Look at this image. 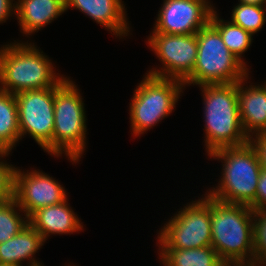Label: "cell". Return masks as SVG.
<instances>
[{
  "mask_svg": "<svg viewBox=\"0 0 266 266\" xmlns=\"http://www.w3.org/2000/svg\"><path fill=\"white\" fill-rule=\"evenodd\" d=\"M66 11L65 0H17L16 18L21 32H38Z\"/></svg>",
  "mask_w": 266,
  "mask_h": 266,
  "instance_id": "16",
  "label": "cell"
},
{
  "mask_svg": "<svg viewBox=\"0 0 266 266\" xmlns=\"http://www.w3.org/2000/svg\"><path fill=\"white\" fill-rule=\"evenodd\" d=\"M21 171L16 168L14 199L29 217L36 210L50 205H57L67 199L65 188L52 176L43 171Z\"/></svg>",
  "mask_w": 266,
  "mask_h": 266,
  "instance_id": "12",
  "label": "cell"
},
{
  "mask_svg": "<svg viewBox=\"0 0 266 266\" xmlns=\"http://www.w3.org/2000/svg\"><path fill=\"white\" fill-rule=\"evenodd\" d=\"M46 242L43 237L28 223L17 235L0 244V264L23 266H44L34 255Z\"/></svg>",
  "mask_w": 266,
  "mask_h": 266,
  "instance_id": "17",
  "label": "cell"
},
{
  "mask_svg": "<svg viewBox=\"0 0 266 266\" xmlns=\"http://www.w3.org/2000/svg\"><path fill=\"white\" fill-rule=\"evenodd\" d=\"M21 140L15 94L0 90V148L9 153Z\"/></svg>",
  "mask_w": 266,
  "mask_h": 266,
  "instance_id": "19",
  "label": "cell"
},
{
  "mask_svg": "<svg viewBox=\"0 0 266 266\" xmlns=\"http://www.w3.org/2000/svg\"><path fill=\"white\" fill-rule=\"evenodd\" d=\"M231 22L255 35L266 22V5L237 4L231 12Z\"/></svg>",
  "mask_w": 266,
  "mask_h": 266,
  "instance_id": "21",
  "label": "cell"
},
{
  "mask_svg": "<svg viewBox=\"0 0 266 266\" xmlns=\"http://www.w3.org/2000/svg\"><path fill=\"white\" fill-rule=\"evenodd\" d=\"M222 162L218 186L207 194L226 203L250 206L256 199L258 178L261 172L258 156L248 141L239 146L225 147L208 155Z\"/></svg>",
  "mask_w": 266,
  "mask_h": 266,
  "instance_id": "4",
  "label": "cell"
},
{
  "mask_svg": "<svg viewBox=\"0 0 266 266\" xmlns=\"http://www.w3.org/2000/svg\"><path fill=\"white\" fill-rule=\"evenodd\" d=\"M21 140L29 134L52 155L55 87L26 90L15 94Z\"/></svg>",
  "mask_w": 266,
  "mask_h": 266,
  "instance_id": "9",
  "label": "cell"
},
{
  "mask_svg": "<svg viewBox=\"0 0 266 266\" xmlns=\"http://www.w3.org/2000/svg\"><path fill=\"white\" fill-rule=\"evenodd\" d=\"M215 9L210 0H164L152 33L196 34Z\"/></svg>",
  "mask_w": 266,
  "mask_h": 266,
  "instance_id": "11",
  "label": "cell"
},
{
  "mask_svg": "<svg viewBox=\"0 0 266 266\" xmlns=\"http://www.w3.org/2000/svg\"><path fill=\"white\" fill-rule=\"evenodd\" d=\"M204 195L184 205L162 226L157 236L159 248L190 249L212 245L210 196Z\"/></svg>",
  "mask_w": 266,
  "mask_h": 266,
  "instance_id": "8",
  "label": "cell"
},
{
  "mask_svg": "<svg viewBox=\"0 0 266 266\" xmlns=\"http://www.w3.org/2000/svg\"><path fill=\"white\" fill-rule=\"evenodd\" d=\"M34 44L15 40L0 48V90L17 94L52 88L65 78L56 73L51 59Z\"/></svg>",
  "mask_w": 266,
  "mask_h": 266,
  "instance_id": "1",
  "label": "cell"
},
{
  "mask_svg": "<svg viewBox=\"0 0 266 266\" xmlns=\"http://www.w3.org/2000/svg\"><path fill=\"white\" fill-rule=\"evenodd\" d=\"M221 266H255L251 263H223Z\"/></svg>",
  "mask_w": 266,
  "mask_h": 266,
  "instance_id": "29",
  "label": "cell"
},
{
  "mask_svg": "<svg viewBox=\"0 0 266 266\" xmlns=\"http://www.w3.org/2000/svg\"><path fill=\"white\" fill-rule=\"evenodd\" d=\"M65 3L66 11L71 7L80 10L118 38L130 33L122 0H65Z\"/></svg>",
  "mask_w": 266,
  "mask_h": 266,
  "instance_id": "13",
  "label": "cell"
},
{
  "mask_svg": "<svg viewBox=\"0 0 266 266\" xmlns=\"http://www.w3.org/2000/svg\"><path fill=\"white\" fill-rule=\"evenodd\" d=\"M253 247V264L266 266V209L253 212Z\"/></svg>",
  "mask_w": 266,
  "mask_h": 266,
  "instance_id": "23",
  "label": "cell"
},
{
  "mask_svg": "<svg viewBox=\"0 0 266 266\" xmlns=\"http://www.w3.org/2000/svg\"><path fill=\"white\" fill-rule=\"evenodd\" d=\"M147 41L163 65L161 69L153 68L146 74L183 82L193 72L198 53L196 34L151 33Z\"/></svg>",
  "mask_w": 266,
  "mask_h": 266,
  "instance_id": "10",
  "label": "cell"
},
{
  "mask_svg": "<svg viewBox=\"0 0 266 266\" xmlns=\"http://www.w3.org/2000/svg\"><path fill=\"white\" fill-rule=\"evenodd\" d=\"M9 153H5L1 148H0V158H5L6 156H8Z\"/></svg>",
  "mask_w": 266,
  "mask_h": 266,
  "instance_id": "30",
  "label": "cell"
},
{
  "mask_svg": "<svg viewBox=\"0 0 266 266\" xmlns=\"http://www.w3.org/2000/svg\"><path fill=\"white\" fill-rule=\"evenodd\" d=\"M196 38L197 60L184 86L236 83L250 75L249 68L229 51L210 22L196 33Z\"/></svg>",
  "mask_w": 266,
  "mask_h": 266,
  "instance_id": "6",
  "label": "cell"
},
{
  "mask_svg": "<svg viewBox=\"0 0 266 266\" xmlns=\"http://www.w3.org/2000/svg\"><path fill=\"white\" fill-rule=\"evenodd\" d=\"M158 250H160L158 255L163 266H221L223 264L212 246L190 249L159 248Z\"/></svg>",
  "mask_w": 266,
  "mask_h": 266,
  "instance_id": "18",
  "label": "cell"
},
{
  "mask_svg": "<svg viewBox=\"0 0 266 266\" xmlns=\"http://www.w3.org/2000/svg\"><path fill=\"white\" fill-rule=\"evenodd\" d=\"M210 23L219 31L229 51L248 67L242 55L251 46L253 35L231 21L219 18L216 10L211 14Z\"/></svg>",
  "mask_w": 266,
  "mask_h": 266,
  "instance_id": "20",
  "label": "cell"
},
{
  "mask_svg": "<svg viewBox=\"0 0 266 266\" xmlns=\"http://www.w3.org/2000/svg\"><path fill=\"white\" fill-rule=\"evenodd\" d=\"M12 14H16V1L0 0V24L5 23Z\"/></svg>",
  "mask_w": 266,
  "mask_h": 266,
  "instance_id": "27",
  "label": "cell"
},
{
  "mask_svg": "<svg viewBox=\"0 0 266 266\" xmlns=\"http://www.w3.org/2000/svg\"><path fill=\"white\" fill-rule=\"evenodd\" d=\"M68 198L57 204L40 208L28 217L29 224L46 241L50 234H73L83 231V223L72 210Z\"/></svg>",
  "mask_w": 266,
  "mask_h": 266,
  "instance_id": "14",
  "label": "cell"
},
{
  "mask_svg": "<svg viewBox=\"0 0 266 266\" xmlns=\"http://www.w3.org/2000/svg\"><path fill=\"white\" fill-rule=\"evenodd\" d=\"M248 141L256 151L261 168L266 169V132L254 134Z\"/></svg>",
  "mask_w": 266,
  "mask_h": 266,
  "instance_id": "25",
  "label": "cell"
},
{
  "mask_svg": "<svg viewBox=\"0 0 266 266\" xmlns=\"http://www.w3.org/2000/svg\"><path fill=\"white\" fill-rule=\"evenodd\" d=\"M203 95L205 150L209 155L217 149L248 142L238 106V82L199 86Z\"/></svg>",
  "mask_w": 266,
  "mask_h": 266,
  "instance_id": "3",
  "label": "cell"
},
{
  "mask_svg": "<svg viewBox=\"0 0 266 266\" xmlns=\"http://www.w3.org/2000/svg\"><path fill=\"white\" fill-rule=\"evenodd\" d=\"M4 161L0 158V204L14 198L15 172L17 168Z\"/></svg>",
  "mask_w": 266,
  "mask_h": 266,
  "instance_id": "24",
  "label": "cell"
},
{
  "mask_svg": "<svg viewBox=\"0 0 266 266\" xmlns=\"http://www.w3.org/2000/svg\"><path fill=\"white\" fill-rule=\"evenodd\" d=\"M246 79H249L248 75L238 82V106L241 125L250 137L266 132V82L248 86Z\"/></svg>",
  "mask_w": 266,
  "mask_h": 266,
  "instance_id": "15",
  "label": "cell"
},
{
  "mask_svg": "<svg viewBox=\"0 0 266 266\" xmlns=\"http://www.w3.org/2000/svg\"><path fill=\"white\" fill-rule=\"evenodd\" d=\"M136 86L129 104L133 136H140L167 118L183 92L184 83L177 79L144 75ZM183 89V90H182Z\"/></svg>",
  "mask_w": 266,
  "mask_h": 266,
  "instance_id": "7",
  "label": "cell"
},
{
  "mask_svg": "<svg viewBox=\"0 0 266 266\" xmlns=\"http://www.w3.org/2000/svg\"><path fill=\"white\" fill-rule=\"evenodd\" d=\"M18 211L23 212L14 198L0 204V244L17 235L29 223L28 217Z\"/></svg>",
  "mask_w": 266,
  "mask_h": 266,
  "instance_id": "22",
  "label": "cell"
},
{
  "mask_svg": "<svg viewBox=\"0 0 266 266\" xmlns=\"http://www.w3.org/2000/svg\"><path fill=\"white\" fill-rule=\"evenodd\" d=\"M77 86L68 77L55 86L52 136V156L65 154L73 164L78 163L87 145L86 111Z\"/></svg>",
  "mask_w": 266,
  "mask_h": 266,
  "instance_id": "5",
  "label": "cell"
},
{
  "mask_svg": "<svg viewBox=\"0 0 266 266\" xmlns=\"http://www.w3.org/2000/svg\"><path fill=\"white\" fill-rule=\"evenodd\" d=\"M253 210L210 196L212 247L223 263H251L254 259Z\"/></svg>",
  "mask_w": 266,
  "mask_h": 266,
  "instance_id": "2",
  "label": "cell"
},
{
  "mask_svg": "<svg viewBox=\"0 0 266 266\" xmlns=\"http://www.w3.org/2000/svg\"><path fill=\"white\" fill-rule=\"evenodd\" d=\"M238 2L250 5H266V0H238Z\"/></svg>",
  "mask_w": 266,
  "mask_h": 266,
  "instance_id": "28",
  "label": "cell"
},
{
  "mask_svg": "<svg viewBox=\"0 0 266 266\" xmlns=\"http://www.w3.org/2000/svg\"><path fill=\"white\" fill-rule=\"evenodd\" d=\"M250 207L253 211L266 209V169H261L257 183L256 199Z\"/></svg>",
  "mask_w": 266,
  "mask_h": 266,
  "instance_id": "26",
  "label": "cell"
}]
</instances>
